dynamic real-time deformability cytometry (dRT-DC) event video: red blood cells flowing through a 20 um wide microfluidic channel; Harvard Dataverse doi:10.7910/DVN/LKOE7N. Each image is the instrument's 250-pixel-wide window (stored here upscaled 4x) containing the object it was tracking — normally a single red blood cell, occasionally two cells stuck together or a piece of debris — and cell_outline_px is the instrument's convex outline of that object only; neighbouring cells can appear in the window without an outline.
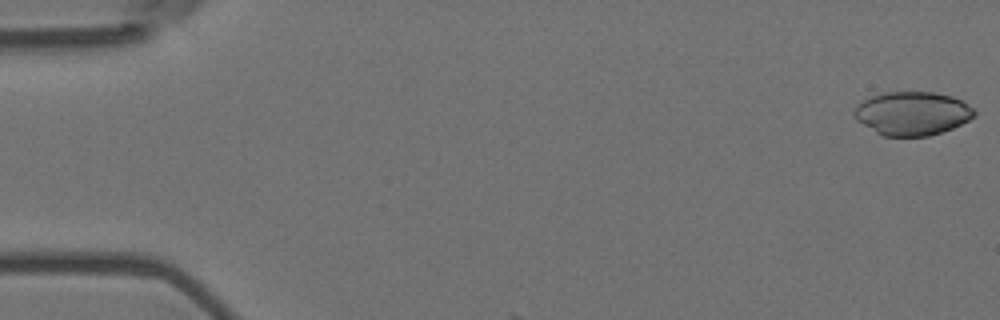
{"species": "Egyptian fruit bat (a non-hibernating species)", "species_latin": "Rousettus aegyptiacus", "temperature_condition": "room temperature", "stored_images_in_passage": 3, "camera_frame_rate_fps": 3000, "um_per_image_px": 0.085, "animal": {"sex": "female"}, "frame": {"image": 1, "passage_image": 1, "time_ms": 0.0, "image_size_px": [1000, 320], "cell_outline_px": [[976, 116], [952, 128], [928, 136], [884, 136], [876, 132], [856, 120], [852, 116], [852, 112], [864, 100], [872, 96], [884, 92], [936, 92], [952, 96], [960, 100], [972, 108], [976, 112]], "centroid_in_image_um": [77.53, 9.64], "position_along_channel_um": 7.5, "area_um2": 30.35}}